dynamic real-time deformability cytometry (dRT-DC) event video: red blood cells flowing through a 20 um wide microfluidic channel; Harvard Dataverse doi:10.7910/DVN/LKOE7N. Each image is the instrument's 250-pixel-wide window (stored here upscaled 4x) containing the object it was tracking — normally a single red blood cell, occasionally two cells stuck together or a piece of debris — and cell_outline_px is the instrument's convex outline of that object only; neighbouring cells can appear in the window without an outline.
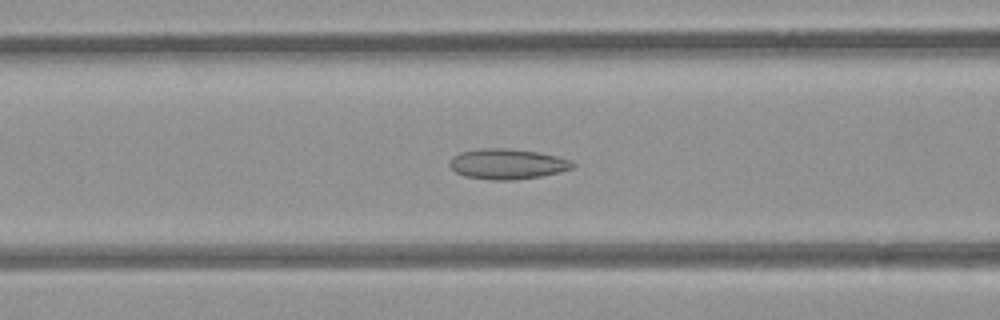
{"species": "common noctule bat (a hibernating species)", "species_latin": "Nyctalus noctula", "temperature_condition": "room temperature", "stored_images_in_passage": 53, "camera_frame_rate_fps": 3000, "um_per_image_px": 0.085, "animal": {"sex": "female", "body_mass_g": 21.9}, "frame": {"image": 1, "passage_image": 21, "time_ms": 6.667, "image_size_px": [1000, 320], "cell_outline_px": [[576, 164], [572, 168], [560, 172], [540, 176], [512, 180], [492, 180], [464, 176], [456, 172], [448, 164], [452, 156], [460, 152], [480, 148], [508, 148], [536, 152], [560, 156], [572, 160]], "centroid_in_image_um": [43.13, 13.93], "position_along_channel_um": 123.5, "area_um2": 21.91}}
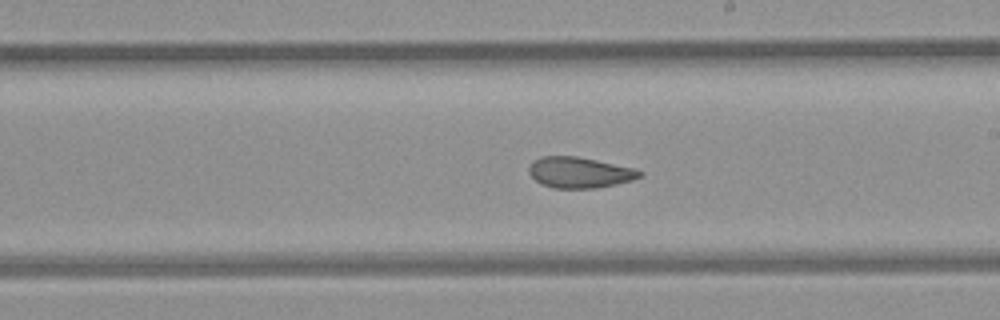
{"frame": {"image": 2, "passage_image": 30, "time_ms": 9.667, "image_size_px": [1000, 320], "cell_outline_px": [[644, 172], [640, 176], [632, 180], [616, 184], [596, 188], [552, 188], [540, 184], [528, 172], [528, 168], [532, 160], [540, 156], [576, 156], [596, 160], [632, 168]], "centroid_in_image_um": [49.2, 14.66], "position_along_channel_um": 239.8, "area_um2": 19.88}}
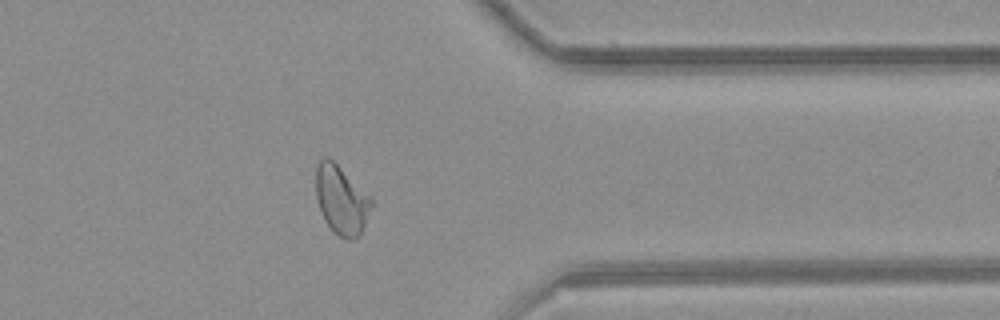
{"frame": {"image": 3, "passage_image": 42, "time_ms": 13.667, "image_size_px": [1000, 320], "cell_outline_px": [[372, 204], [360, 236], [356, 240], [348, 240], [340, 236], [324, 220], [320, 212], [316, 196], [316, 164], [324, 156], [328, 156], [372, 196]], "centroid_in_image_um": [29.02, 16.98], "position_along_channel_um": 382.4, "area_um2": 22.37}, "authors_computed_cell_mechanics": {"area_um2": 22.0796, "velocity_mm_per_s": 3.8752, "shape_relaxation_time_tau1_ms": null, "shape_relaxation_time_tau2_ms": 2.3651, "deformation_change_tau1": null, "deformation_change_tau2": 0.0901}}